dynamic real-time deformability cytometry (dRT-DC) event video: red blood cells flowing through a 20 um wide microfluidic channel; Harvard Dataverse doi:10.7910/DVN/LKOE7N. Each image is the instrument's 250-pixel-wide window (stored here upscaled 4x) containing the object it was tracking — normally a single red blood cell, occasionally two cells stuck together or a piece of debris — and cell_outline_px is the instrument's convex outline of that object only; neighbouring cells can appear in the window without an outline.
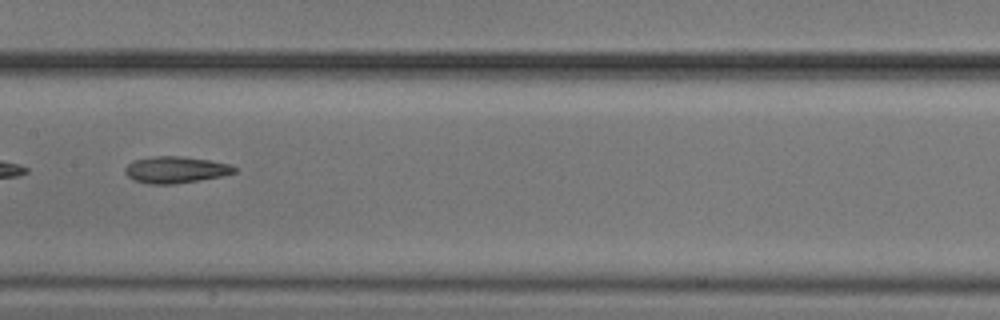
{"species": "common noctule bat (a hibernating species)", "species_latin": "Nyctalus noctula", "temperature_condition": "cold", "stored_images_in_passage": 4, "camera_frame_rate_fps": 3000, "um_per_image_px": 0.085, "animal": {"sex": "male", "body_mass_g": 20.5, "forearm_length_mm": 52.5}, "frame": {"image": 1, "passage_image": 4, "time_ms": 4.667, "image_size_px": [1000, 320], "cell_outline_px": [[236, 172], [220, 176], [200, 180], [172, 184], [148, 184], [132, 180], [124, 172], [124, 168], [132, 160], [152, 156], [184, 156], [208, 160], [228, 164], [236, 168]], "centroid_in_image_um": [14.86, 14.42], "position_along_channel_um": 192.5, "area_um2": 16.99}}